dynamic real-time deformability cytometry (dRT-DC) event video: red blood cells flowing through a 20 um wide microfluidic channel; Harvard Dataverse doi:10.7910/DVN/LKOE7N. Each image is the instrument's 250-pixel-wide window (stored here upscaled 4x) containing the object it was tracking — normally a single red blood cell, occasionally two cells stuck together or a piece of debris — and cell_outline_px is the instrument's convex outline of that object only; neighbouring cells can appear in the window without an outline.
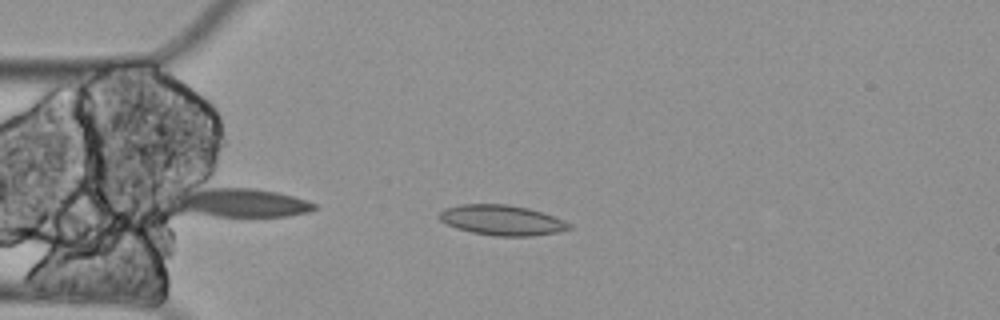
{"species": "Egyptian fruit bat (a non-hibernating species)", "species_latin": "Rousettus aegyptiacus", "temperature_condition": "cold", "stored_images_in_passage": 37, "camera_frame_rate_fps": 3000, "um_per_image_px": 0.085, "animal": {"sex": "female"}, "frame": {"image": 1, "passage_image": 3, "time_ms": 0.667, "image_size_px": [1000, 320], "cell_outline_px": [[572, 228], [556, 232], [532, 236], [496, 236], [472, 232], [456, 228], [440, 220], [436, 216], [444, 208], [464, 204], [508, 204], [528, 208], [564, 220], [572, 224]], "centroid_in_image_um": [42.64, 18.71], "position_along_channel_um": 42.4, "area_um2": 22.77}}
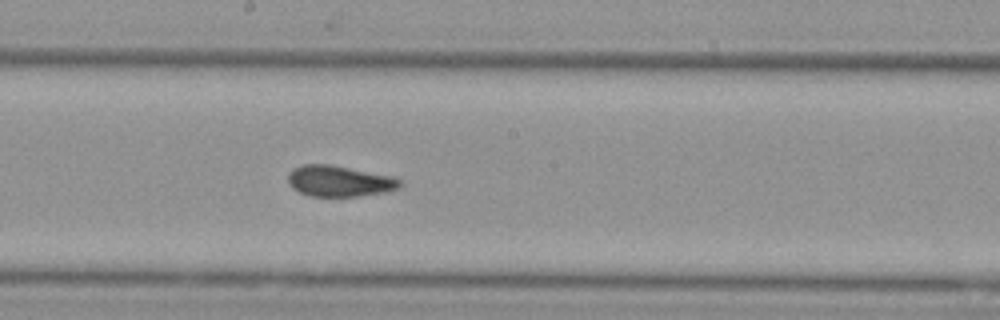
{"frame": {"image": 2, "passage_image": 20, "time_ms": 6.333, "image_size_px": [1000, 320], "cell_outline_px": [[404, 184], [400, 188], [388, 192], [360, 196], [308, 196], [292, 188], [288, 184], [288, 172], [292, 168], [304, 164], [332, 164], [392, 176], [400, 180]], "centroid_in_image_um": [28.85, 15.39], "position_along_channel_um": 219.3, "area_um2": 20.58}}
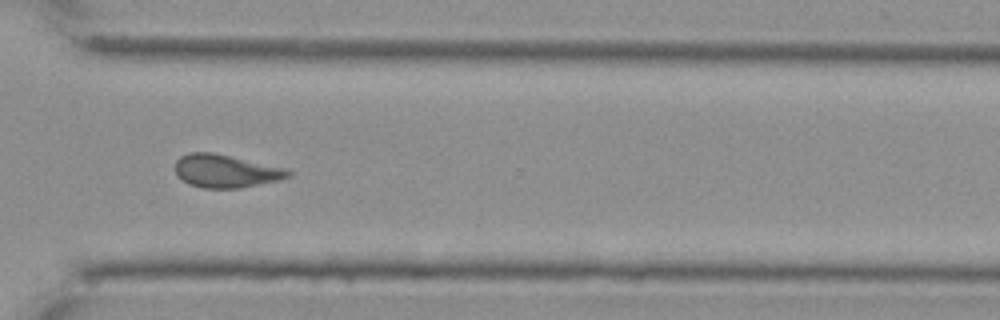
{"frame": {"image": 3, "passage_image": 32, "time_ms": 10.333, "image_size_px": [1000, 320], "cell_outline_px": [[292, 176], [280, 180], [240, 188], [204, 188], [188, 184], [176, 172], [176, 160], [180, 156], [188, 152], [212, 152], [288, 168], [292, 172]], "centroid_in_image_um": [19.24, 14.53], "position_along_channel_um": 351.4, "area_um2": 21.85}}